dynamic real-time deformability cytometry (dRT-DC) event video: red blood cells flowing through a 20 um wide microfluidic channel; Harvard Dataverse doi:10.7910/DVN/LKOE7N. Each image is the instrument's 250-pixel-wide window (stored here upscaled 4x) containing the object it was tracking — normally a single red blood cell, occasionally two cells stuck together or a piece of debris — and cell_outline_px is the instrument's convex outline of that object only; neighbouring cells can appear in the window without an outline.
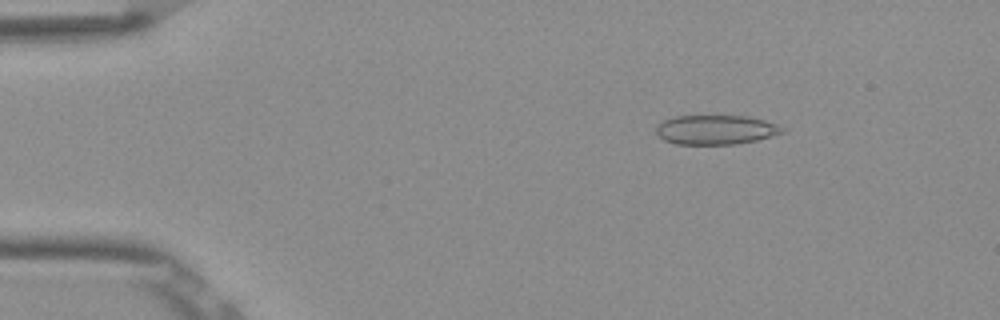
{"species": "Egyptian fruit bat (a non-hibernating species)", "species_latin": "Rousettus aegyptiacus", "temperature_condition": "room temperature", "stored_images_in_passage": 52, "camera_frame_rate_fps": 3000, "um_per_image_px": 0.085, "frame": {"image": 1, "passage_image": 8, "time_ms": 2.333, "image_size_px": [1000, 320], "cell_outline_px": [[784, 132], [772, 136], [756, 140], [736, 144], [676, 144], [664, 140], [656, 132], [656, 124], [664, 120], [676, 116], [748, 116], [764, 120], [776, 124], [784, 128]], "centroid_in_image_um": [60.83, 11.03], "position_along_channel_um": 24.2, "area_um2": 21.56}}
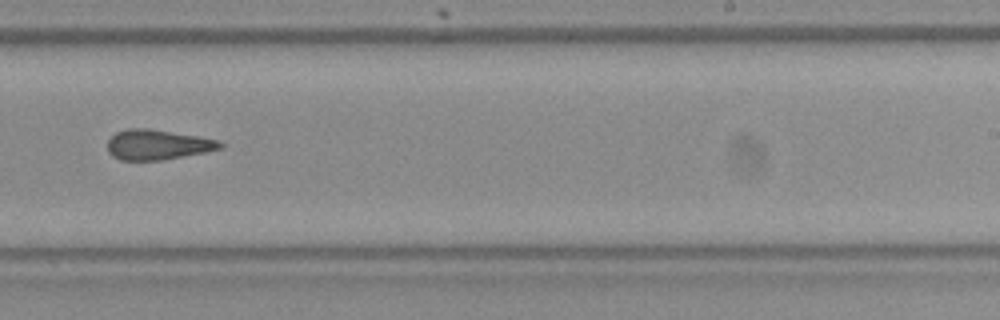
{"frame": {"image": 2, "passage_image": 33, "time_ms": 10.667, "image_size_px": [1000, 320], "cell_outline_px": [[224, 148], [164, 160], [120, 160], [112, 156], [108, 152], [108, 140], [116, 132], [128, 128], [148, 128], [196, 136], [216, 140], [224, 144]], "centroid_in_image_um": [13.37, 12.3], "position_along_channel_um": 275.6, "area_um2": 19.65}}
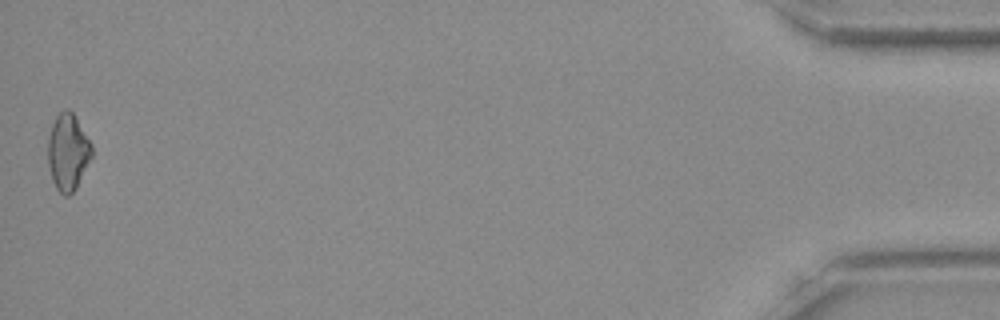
{"frame": {"image": 3, "passage_image": 52, "time_ms": 17.0, "image_size_px": [1000, 320], "cell_outline_px": [[92, 156], [76, 188], [68, 196], [64, 196], [56, 188], [52, 180], [48, 164], [48, 136], [52, 124], [56, 116], [64, 108], [68, 108], [72, 112], [92, 144]], "centroid_in_image_um": [5.76, 12.92], "position_along_channel_um": 429.4, "area_um2": 19.54}, "authors_computed_cell_mechanics": {"area_um2": 20.3456, "velocity_mm_per_s": 3.8997, "shape_relaxation_time_tau1_ms": null, "shape_relaxation_time_tau2_ms": 4.2997, "deformation_change_tau1": null, "deformation_change_tau2": 0.109}}